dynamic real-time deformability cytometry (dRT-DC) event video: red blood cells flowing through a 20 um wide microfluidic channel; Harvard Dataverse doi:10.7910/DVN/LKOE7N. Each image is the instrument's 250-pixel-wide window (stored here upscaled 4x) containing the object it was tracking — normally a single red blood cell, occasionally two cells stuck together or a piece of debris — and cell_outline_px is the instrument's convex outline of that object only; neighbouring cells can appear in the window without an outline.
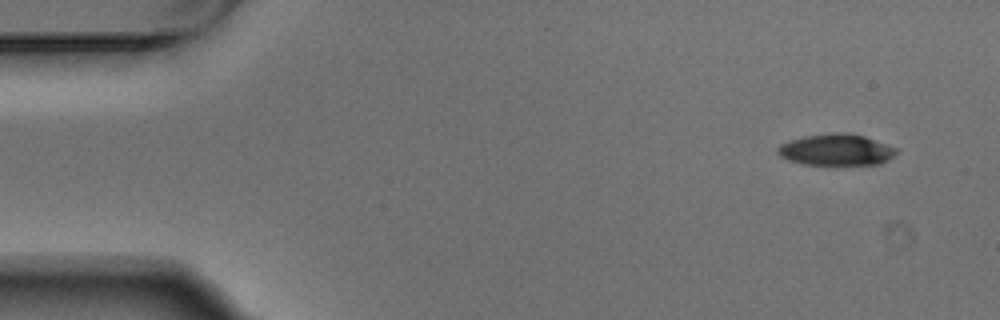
{"species": "Egyptian fruit bat (a non-hibernating species)", "species_latin": "Rousettus aegyptiacus", "temperature_condition": "warm", "stored_images_in_passage": 4, "camera_frame_rate_fps": 3000, "um_per_image_px": 0.085, "animal": {"sex": "male"}, "frame": {"image": 1, "passage_image": 1, "time_ms": 0.0, "image_size_px": [1000, 320], "cell_outline_px": [[900, 148], [892, 156], [880, 164], [804, 164], [788, 160], [780, 156], [776, 152], [776, 148], [780, 144], [788, 140], [804, 136], [836, 132], [848, 132], [864, 136]], "centroid_in_image_um": [71.06, 12.71], "position_along_channel_um": 13.9, "area_um2": 21.79}}